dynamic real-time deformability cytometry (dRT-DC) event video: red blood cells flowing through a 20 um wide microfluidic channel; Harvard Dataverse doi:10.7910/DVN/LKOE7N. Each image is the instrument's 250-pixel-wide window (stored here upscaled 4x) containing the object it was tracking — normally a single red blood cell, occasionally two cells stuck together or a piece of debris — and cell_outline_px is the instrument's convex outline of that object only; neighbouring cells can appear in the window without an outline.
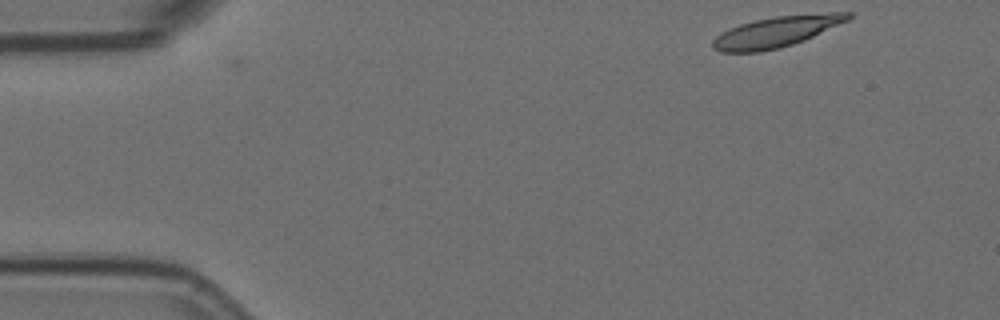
{"species": "Egyptian fruit bat (a non-hibernating species)", "species_latin": "Rousettus aegyptiacus", "temperature_condition": "room temperature", "stored_images_in_passage": 2, "camera_frame_rate_fps": 3000, "um_per_image_px": 0.085, "animal": {"sex": "female"}, "frame": {"image": 1, "passage_image": 1, "time_ms": 0.0, "image_size_px": [1000, 320], "cell_outline_px": [[852, 16], [848, 20], [804, 40], [780, 48], [760, 52], [720, 52], [712, 48], [712, 40], [720, 32], [728, 28], [740, 24], [756, 20], [776, 16], [828, 12], [852, 12]], "centroid_in_image_um": [65.96, 2.7], "position_along_channel_um": 19.0, "area_um2": 24.28}}